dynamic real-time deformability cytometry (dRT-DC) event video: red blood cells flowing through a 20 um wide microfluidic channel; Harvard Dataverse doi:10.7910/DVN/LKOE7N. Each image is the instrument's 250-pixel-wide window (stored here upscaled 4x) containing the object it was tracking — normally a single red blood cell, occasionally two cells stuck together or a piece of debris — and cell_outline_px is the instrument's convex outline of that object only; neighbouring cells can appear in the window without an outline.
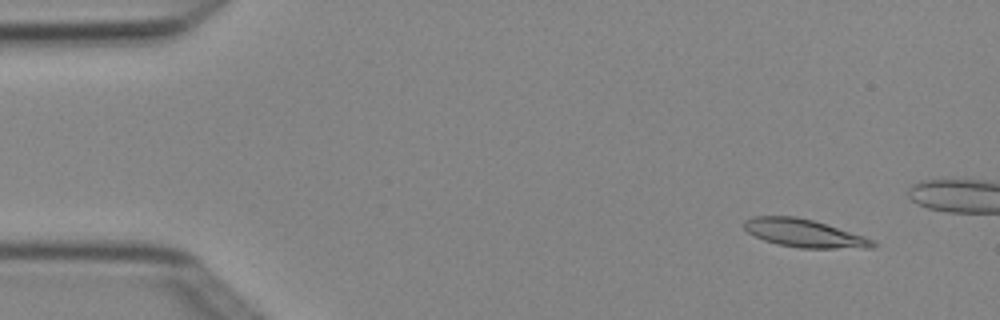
{"species": "Egyptian fruit bat (a non-hibernating species)", "species_latin": "Rousettus aegyptiacus", "temperature_condition": "cold", "stored_images_in_passage": 5, "camera_frame_rate_fps": 3000, "um_per_image_px": 0.085, "animal": {"sex": "female"}, "frame": {"image": 1, "passage_image": 2, "time_ms": 0.333, "image_size_px": [1000, 320], "cell_outline_px": [[876, 244], [872, 248], [800, 248], [776, 244], [764, 240], [748, 232], [740, 224], [744, 220], [752, 216], [796, 216], [812, 220], [864, 236], [872, 240]], "centroid_in_image_um": [68.29, 19.82], "position_along_channel_um": 16.7, "area_um2": 20.92}}